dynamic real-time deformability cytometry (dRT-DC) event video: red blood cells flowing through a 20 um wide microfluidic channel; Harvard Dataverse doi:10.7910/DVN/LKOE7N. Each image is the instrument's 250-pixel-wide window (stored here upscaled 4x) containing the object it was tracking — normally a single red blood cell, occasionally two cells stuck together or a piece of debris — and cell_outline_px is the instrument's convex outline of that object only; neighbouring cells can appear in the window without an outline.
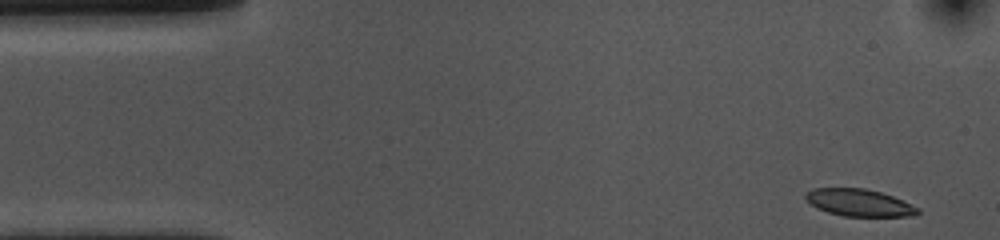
{"species": "common noctule bat (a hibernating species)", "species_latin": "Nyctalus noctula", "temperature_condition": "cold", "stored_images_in_passage": 53, "camera_frame_rate_fps": 3000, "um_per_image_px": 0.085, "animal": {"sex": "female", "body_mass_g": 10.0, "forearm_length_mm": 53.1}, "frame": {"image": 1, "passage_image": 1, "time_ms": 0.0, "image_size_px": [1000, 240], "cell_outline_px": [[920, 212], [916, 216], [844, 216], [828, 212], [816, 208], [804, 196], [804, 192], [812, 188], [864, 188], [880, 192], [892, 196], [920, 208]], "centroid_in_image_um": [73.03, 17.22], "position_along_channel_um": 12.0, "area_um2": 17.74}}
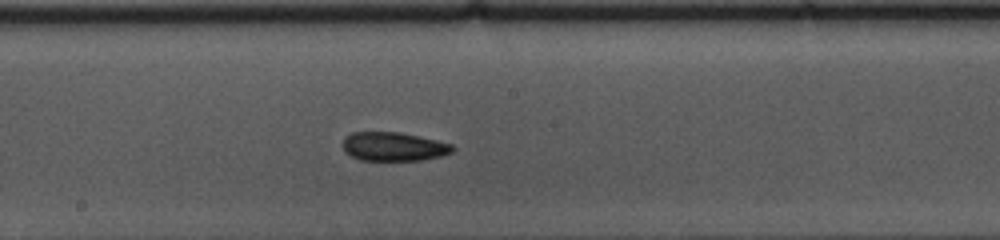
{"frame": {"image": 2, "passage_image": 26, "time_ms": 8.333, "image_size_px": [1000, 240], "cell_outline_px": [[456, 148], [452, 152], [440, 156], [420, 160], [360, 160], [344, 152], [344, 136], [352, 132], [400, 132], [436, 140], [452, 144]], "centroid_in_image_um": [33.45, 12.45], "position_along_channel_um": 214.7, "area_um2": 18.38}}
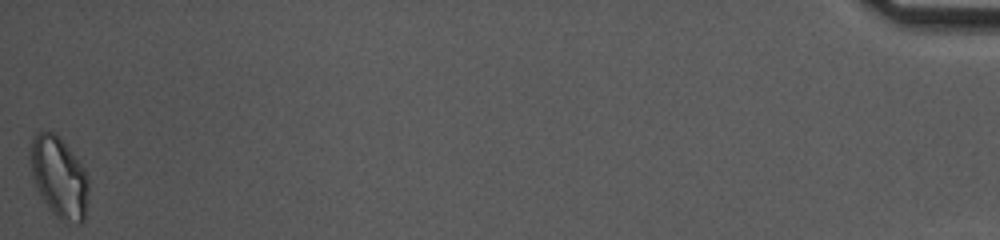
{"frame": {"image": 3, "passage_image": 53, "time_ms": 17.333, "image_size_px": [1000, 240], "cell_outline_px": [[88, 192], [84, 220], [80, 224], [76, 224], [60, 220], [48, 208], [40, 196], [36, 188], [32, 176], [28, 156], [32, 136], [36, 132], [52, 132], [60, 136], [84, 168], [88, 176]], "centroid_in_image_um": [4.99, 15.05], "position_along_channel_um": 430.2, "area_um2": 27.92}, "authors_computed_cell_mechanics": {"area_um2": 18.9584, "velocity_mm_per_s": 3.5501, "shape_relaxation_time_tau1_ms": null, "shape_relaxation_time_tau2_ms": 9.4456, "deformation_change_tau1": null, "deformation_change_tau2": 0.1472}}